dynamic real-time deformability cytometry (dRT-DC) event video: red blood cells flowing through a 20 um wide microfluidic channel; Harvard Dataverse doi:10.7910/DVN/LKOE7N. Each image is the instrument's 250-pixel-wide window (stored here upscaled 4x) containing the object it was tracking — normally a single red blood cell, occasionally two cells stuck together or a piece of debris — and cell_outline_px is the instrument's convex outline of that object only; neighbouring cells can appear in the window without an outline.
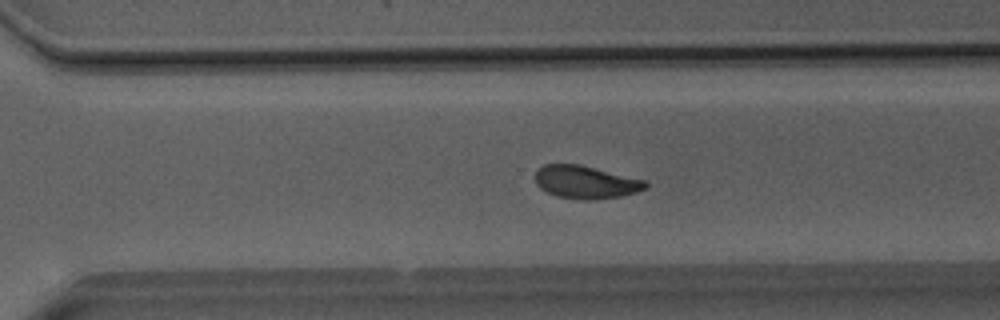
{"species": "Egyptian fruit bat (a non-hibernating species)", "species_latin": "Rousettus aegyptiacus", "temperature_condition": "room temperature", "stored_images_in_passage": 51, "camera_frame_rate_fps": 3000, "um_per_image_px": 0.085, "animal": {"sex": "male"}, "frame": {"image": 1, "passage_image": 36, "time_ms": 11.667, "image_size_px": [1000, 320], "cell_outline_px": [[648, 188], [636, 192], [620, 196], [584, 200], [556, 196], [540, 188], [536, 184], [536, 172], [544, 164], [580, 164], [648, 180]], "centroid_in_image_um": [49.83, 15.47], "position_along_channel_um": 320.8, "area_um2": 21.15}}
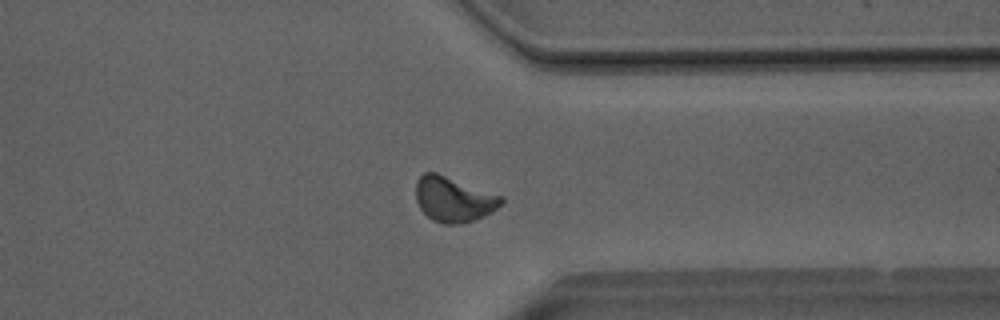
{"frame": {"image": 2, "passage_image": 40, "time_ms": 13.0, "image_size_px": [1000, 320], "cell_outline_px": [[504, 200], [492, 212], [484, 216], [460, 224], [444, 224], [432, 220], [420, 208], [416, 200], [416, 180], [424, 172], [436, 172], [504, 196]], "centroid_in_image_um": [38.55, 16.93], "position_along_channel_um": 372.8, "area_um2": 22.48}}
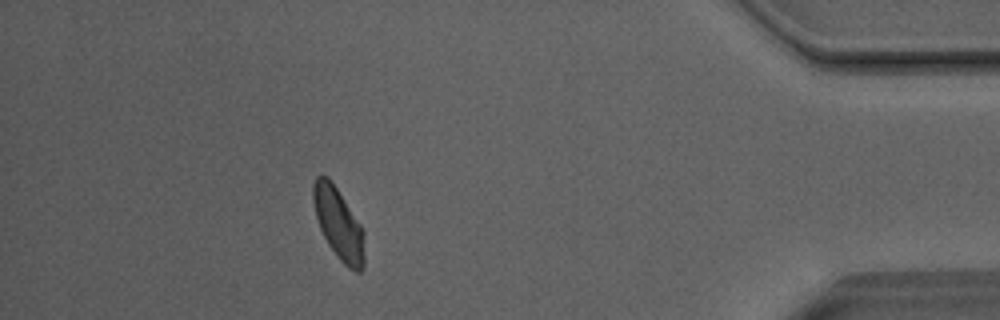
{"frame": {"image": 3, "passage_image": 46, "time_ms": 15.0, "image_size_px": [1000, 320], "cell_outline_px": [[364, 268], [360, 272], [356, 272], [348, 268], [340, 260], [328, 244], [320, 228], [316, 216], [312, 200], [312, 184], [316, 176], [320, 172], [328, 176], [360, 224], [364, 232]], "centroid_in_image_um": [28.76, 19.0], "position_along_channel_um": 406.4, "area_um2": 21.33}}